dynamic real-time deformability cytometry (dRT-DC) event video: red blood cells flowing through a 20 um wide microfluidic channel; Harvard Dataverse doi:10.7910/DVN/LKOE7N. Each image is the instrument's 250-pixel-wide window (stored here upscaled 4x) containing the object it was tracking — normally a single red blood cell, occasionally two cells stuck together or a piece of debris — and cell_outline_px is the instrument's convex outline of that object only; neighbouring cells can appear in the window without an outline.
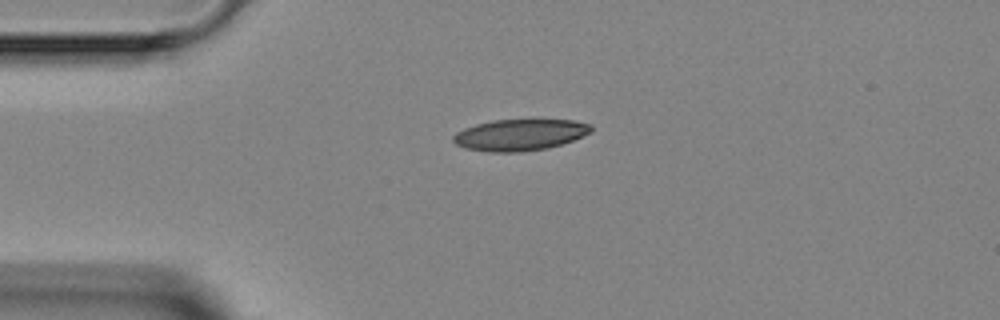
{"species": "Egyptian fruit bat (a non-hibernating species)", "species_latin": "Rousettus aegyptiacus", "temperature_condition": "room temperature", "stored_images_in_passage": 2, "camera_frame_rate_fps": 3000, "um_per_image_px": 0.085, "animal": {"sex": "female"}, "frame": {"image": 1, "passage_image": 1, "time_ms": 0.0, "image_size_px": [1000, 320], "cell_outline_px": [[592, 132], [572, 140], [548, 148], [520, 152], [488, 152], [464, 148], [456, 144], [452, 140], [452, 136], [456, 132], [464, 128], [476, 124], [492, 120], [532, 116], [572, 120], [592, 124]], "centroid_in_image_um": [44.21, 11.4], "position_along_channel_um": 40.8, "area_um2": 26.41}}
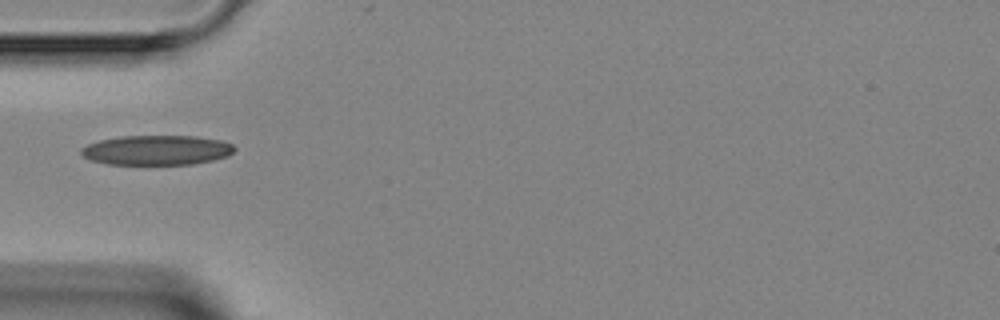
{"frame": {"image": 2, "passage_image": 2, "time_ms": 1.333, "image_size_px": [1000, 320], "cell_outline_px": [[236, 148], [228, 156], [212, 160], [192, 164], [108, 164], [88, 160], [80, 152], [80, 148], [88, 144], [100, 140], [120, 136], [196, 136], [220, 140], [232, 144]], "centroid_in_image_um": [13.3, 12.76], "position_along_channel_um": 71.7, "area_um2": 26.59}}